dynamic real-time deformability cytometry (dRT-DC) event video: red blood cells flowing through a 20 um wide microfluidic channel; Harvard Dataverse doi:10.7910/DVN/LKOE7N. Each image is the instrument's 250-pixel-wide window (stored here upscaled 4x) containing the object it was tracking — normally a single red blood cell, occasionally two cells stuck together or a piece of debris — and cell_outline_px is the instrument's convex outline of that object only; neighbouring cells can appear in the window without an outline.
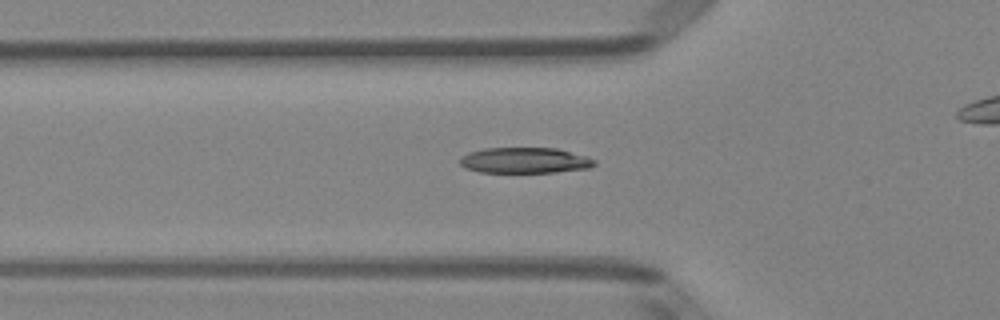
{"species": "Egyptian fruit bat (a non-hibernating species)", "species_latin": "Rousettus aegyptiacus", "temperature_condition": "room temperature", "stored_images_in_passage": 44, "camera_frame_rate_fps": 3000, "um_per_image_px": 0.085, "animal": {"sex": "female"}, "frame": {"image": 1, "passage_image": 18, "time_ms": 5.667, "image_size_px": [1000, 320], "cell_outline_px": [[596, 164], [588, 168], [556, 172], [480, 172], [464, 168], [460, 164], [460, 156], [468, 152], [484, 148], [556, 148], [588, 156], [596, 160]], "centroid_in_image_um": [44.6, 13.63], "position_along_channel_um": 81.2, "area_um2": 20.29}}
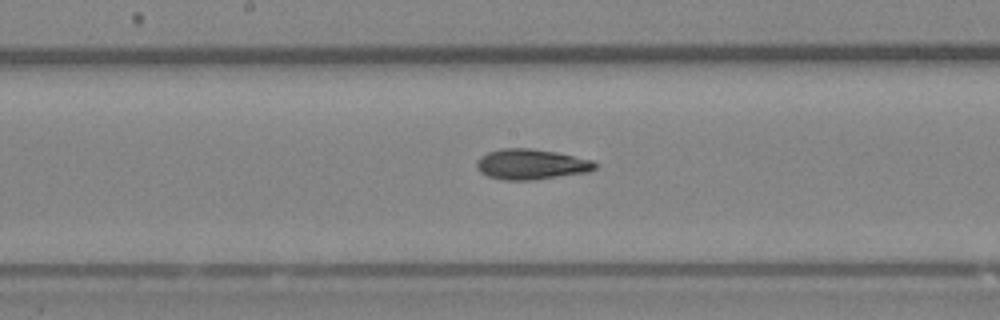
{"frame": {"image": 2, "passage_image": 27, "time_ms": 8.667, "image_size_px": [1000, 320], "cell_outline_px": [[596, 168], [588, 172], [532, 180], [504, 180], [488, 176], [480, 172], [476, 168], [476, 164], [480, 156], [488, 152], [500, 148], [532, 148], [556, 152], [592, 160], [596, 164]], "centroid_in_image_um": [45.12, 13.96], "position_along_channel_um": 203.1, "area_um2": 20.98}}
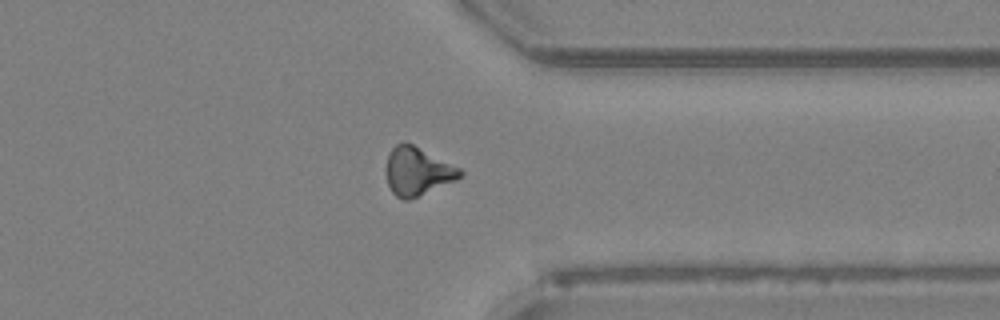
{"frame": {"image": 3, "passage_image": 40, "time_ms": 13.0, "image_size_px": [1000, 320], "cell_outline_px": [[464, 172], [456, 180], [408, 200], [404, 200], [396, 196], [392, 192], [388, 184], [384, 172], [388, 152], [396, 144], [404, 140], [460, 168]], "centroid_in_image_um": [35.43, 14.54], "position_along_channel_um": 376.0, "area_um2": 20.81}}